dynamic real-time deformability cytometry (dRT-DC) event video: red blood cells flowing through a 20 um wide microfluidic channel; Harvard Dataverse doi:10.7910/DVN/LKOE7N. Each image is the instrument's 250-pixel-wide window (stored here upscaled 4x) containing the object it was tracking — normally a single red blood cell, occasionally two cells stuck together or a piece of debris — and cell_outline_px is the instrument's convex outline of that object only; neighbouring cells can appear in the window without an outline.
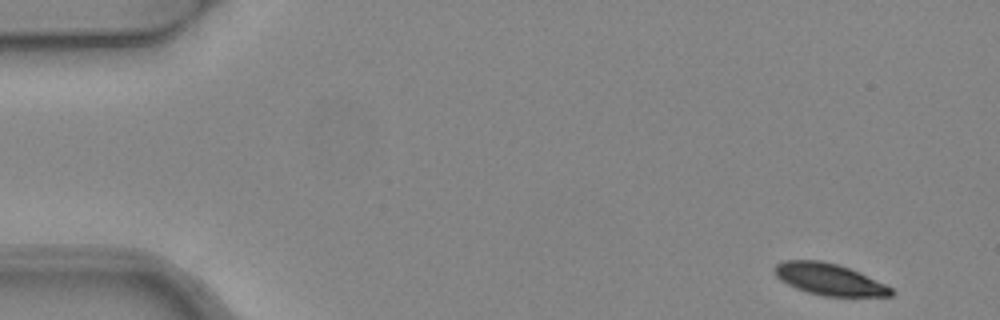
{"species": "common noctule bat (a hibernating species)", "species_latin": "Nyctalus noctula", "temperature_condition": "warm", "stored_images_in_passage": 5, "camera_frame_rate_fps": 3000, "um_per_image_px": 0.085, "animal": {"sex": "female", "body_mass_g": 24.6, "forearm_length_mm": 56.2}, "frame": {"image": 1, "passage_image": 1, "time_ms": 0.0, "image_size_px": [1000, 320], "cell_outline_px": [[896, 292], [892, 296], [824, 296], [808, 292], [796, 288], [780, 280], [776, 276], [772, 268], [776, 264], [784, 260], [820, 260], [836, 264], [848, 268], [884, 284], [892, 288]], "centroid_in_image_um": [70.44, 23.74], "position_along_channel_um": 14.6, "area_um2": 21.27}}
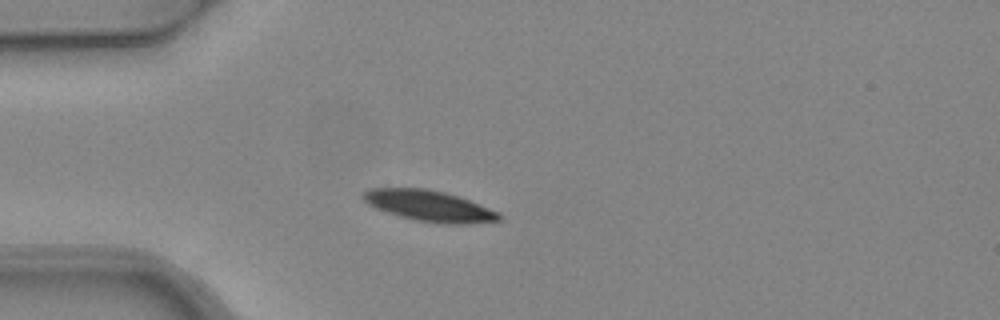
{"frame": {"image": 2, "passage_image": 3, "time_ms": 0.667, "image_size_px": [1000, 320], "cell_outline_px": [[500, 220], [468, 224], [440, 224], [416, 220], [400, 216], [376, 208], [368, 204], [360, 196], [368, 188], [428, 188], [444, 192], [468, 200], [500, 212]], "centroid_in_image_um": [36.47, 17.5], "position_along_channel_um": 48.5, "area_um2": 24.39}}
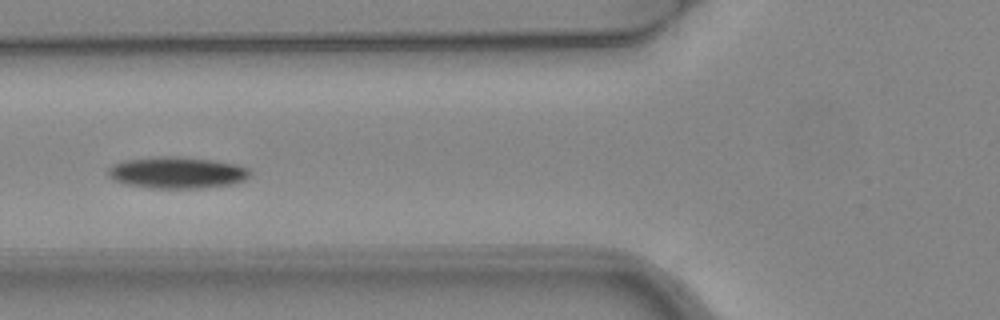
{"frame": {"image": 3, "passage_image": 5, "time_ms": 1.333, "image_size_px": [1000, 320], "cell_outline_px": [[252, 176], [244, 180], [232, 184], [200, 188], [152, 188], [128, 184], [112, 180], [108, 176], [108, 168], [112, 164], [124, 160], [152, 156], [180, 156], [216, 160], [236, 164], [248, 168], [252, 172]], "centroid_in_image_um": [15.06, 14.65], "position_along_channel_um": 110.7, "area_um2": 26.53}}